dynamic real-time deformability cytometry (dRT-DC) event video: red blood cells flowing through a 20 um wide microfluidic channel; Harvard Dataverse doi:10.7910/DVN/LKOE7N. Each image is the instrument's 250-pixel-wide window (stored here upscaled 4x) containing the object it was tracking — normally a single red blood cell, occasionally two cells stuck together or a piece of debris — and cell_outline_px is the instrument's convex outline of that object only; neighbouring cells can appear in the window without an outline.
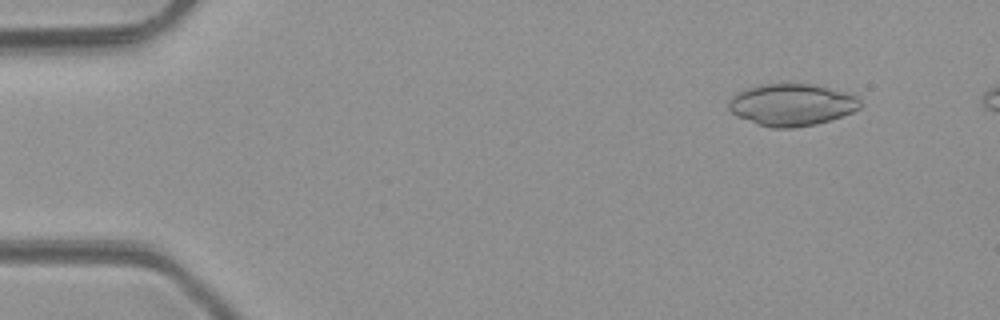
{"species": "common noctule bat (a hibernating species)", "species_latin": "Nyctalus noctula", "temperature_condition": "room temperature", "stored_images_in_passage": 3, "segment_of_instrument_passage": [2, 2], "camera_frame_rate_fps": 3000, "um_per_image_px": 0.085, "animal": {"sex": "male", "body_mass_g": 23.1, "forearm_length_mm": 52.7}, "frame": {"image": 1, "passage_image": 3, "time_ms": 2.0, "image_size_px": [1000, 320], "cell_outline_px": [[860, 108], [852, 112], [816, 124], [792, 128], [772, 128], [756, 124], [736, 116], [728, 108], [728, 100], [736, 92], [760, 84], [812, 84], [844, 92], [856, 96], [860, 100]], "centroid_in_image_um": [67.24, 8.91], "position_along_channel_um": 17.8, "area_um2": 32.08}}